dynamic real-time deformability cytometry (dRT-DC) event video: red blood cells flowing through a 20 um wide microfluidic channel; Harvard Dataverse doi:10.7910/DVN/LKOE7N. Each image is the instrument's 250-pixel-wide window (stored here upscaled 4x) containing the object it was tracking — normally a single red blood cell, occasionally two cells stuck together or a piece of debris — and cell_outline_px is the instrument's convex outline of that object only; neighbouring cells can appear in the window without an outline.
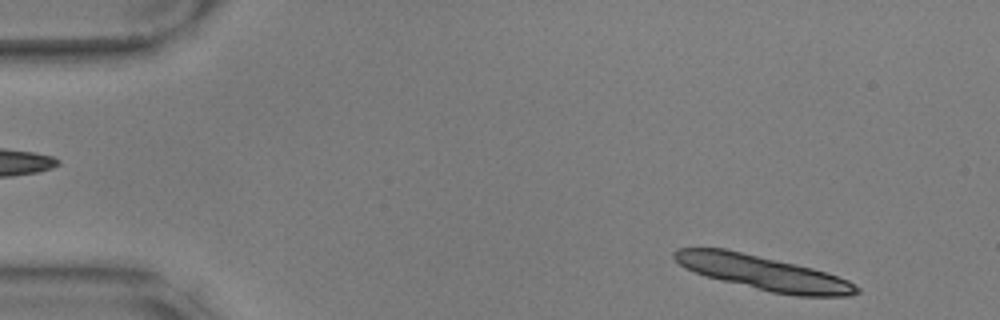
{"species": "common noctule bat (a hibernating species)", "species_latin": "Nyctalus noctula", "temperature_condition": "warm", "stored_images_in_passage": 12, "camera_frame_rate_fps": 3000, "um_per_image_px": 0.085, "animal": {"sex": "male", "body_mass_g": 17.9, "forearm_length_mm": 54.2}, "frame": {"image": 1, "passage_image": 2, "time_ms": 0.333, "image_size_px": [1000, 320], "cell_outline_px": [[860, 292], [848, 296], [796, 296], [772, 292], [720, 280], [704, 276], [680, 264], [672, 256], [676, 248], [724, 248], [796, 264], [812, 268], [848, 280], [860, 288]], "centroid_in_image_um": [64.88, 23.19], "position_along_channel_um": 20.1, "area_um2": 36.01}}